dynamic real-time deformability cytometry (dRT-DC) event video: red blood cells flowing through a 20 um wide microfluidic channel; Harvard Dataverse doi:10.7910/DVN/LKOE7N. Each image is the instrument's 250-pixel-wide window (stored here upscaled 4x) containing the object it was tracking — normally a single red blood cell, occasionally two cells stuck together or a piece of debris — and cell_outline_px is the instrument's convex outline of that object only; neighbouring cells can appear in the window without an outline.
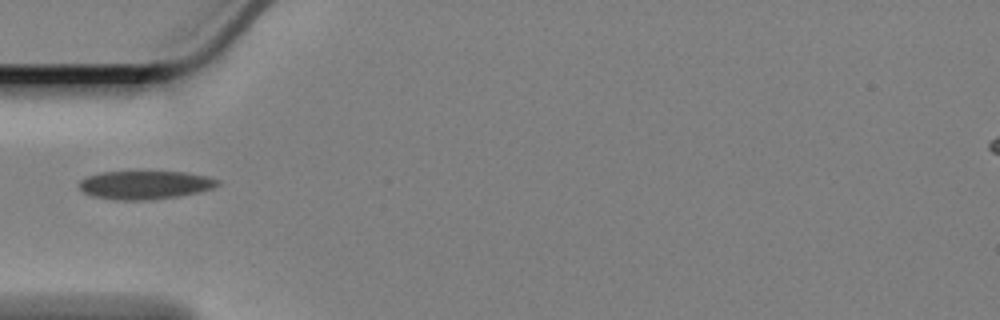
{"species": "Egyptian fruit bat (a non-hibernating species)", "species_latin": "Rousettus aegyptiacus", "temperature_condition": "cold", "stored_images_in_passage": 26, "camera_frame_rate_fps": 3000, "um_per_image_px": 0.085, "animal": {"sex": "female"}, "frame": {"image": 1, "passage_image": 1, "time_ms": 0.0, "image_size_px": [1000, 320], "cell_outline_px": [[220, 184], [212, 188], [196, 192], [176, 196], [148, 200], [120, 200], [92, 196], [84, 192], [80, 188], [80, 180], [88, 176], [104, 172], [184, 172], [204, 176], [220, 180]], "centroid_in_image_um": [12.31, 15.72], "position_along_channel_um": 72.7, "area_um2": 22.48}}
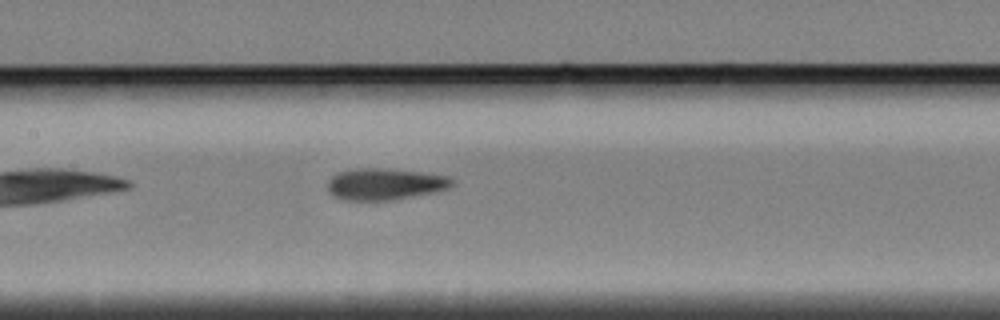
{"frame": {"image": 2, "passage_image": 10, "time_ms": 3.0, "image_size_px": [1000, 320], "cell_outline_px": [[456, 184], [452, 188], [436, 192], [396, 200], [344, 200], [332, 196], [328, 192], [328, 180], [332, 176], [340, 172], [360, 168], [376, 168], [420, 172], [448, 176], [456, 180]], "centroid_in_image_um": [32.78, 15.66], "position_along_channel_um": 174.6, "area_um2": 23.18}}
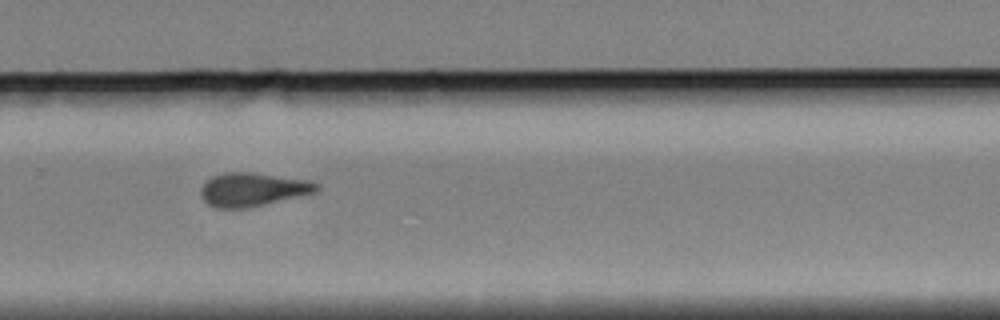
{"frame": {"image": 3, "passage_image": 22, "time_ms": 7.0, "image_size_px": [1000, 320], "cell_outline_px": [[320, 188], [316, 192], [248, 208], [216, 208], [208, 204], [204, 200], [200, 192], [204, 184], [212, 176], [224, 172], [252, 172], [304, 180], [316, 184]], "centroid_in_image_um": [21.43, 16.11], "position_along_channel_um": 308.4, "area_um2": 22.25}}